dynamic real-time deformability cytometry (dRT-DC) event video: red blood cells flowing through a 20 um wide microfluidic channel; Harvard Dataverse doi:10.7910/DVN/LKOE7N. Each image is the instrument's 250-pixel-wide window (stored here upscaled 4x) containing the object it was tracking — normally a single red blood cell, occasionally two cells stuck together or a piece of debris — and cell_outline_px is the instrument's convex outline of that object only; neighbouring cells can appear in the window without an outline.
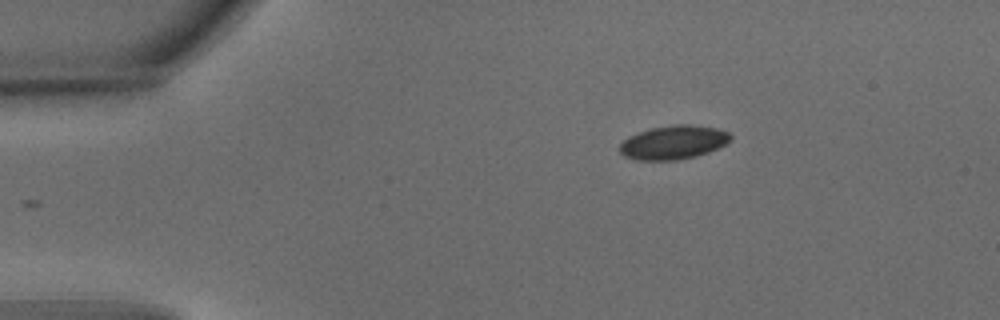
{"species": "common noctule bat (a hibernating species)", "species_latin": "Nyctalus noctula", "temperature_condition": "warm", "stored_images_in_passage": 3, "camera_frame_rate_fps": 3000, "um_per_image_px": 0.085, "animal": {"sex": "male", "body_mass_g": 15.6}, "frame": {"image": 1, "passage_image": 1, "time_ms": 0.0, "image_size_px": [1000, 320], "cell_outline_px": [[732, 140], [708, 152], [696, 156], [676, 160], [636, 160], [624, 156], [620, 152], [620, 144], [628, 136], [652, 128], [672, 124], [692, 124], [716, 128], [728, 132], [732, 136]], "centroid_in_image_um": [57.24, 12.1], "position_along_channel_um": 27.8, "area_um2": 21.79}}